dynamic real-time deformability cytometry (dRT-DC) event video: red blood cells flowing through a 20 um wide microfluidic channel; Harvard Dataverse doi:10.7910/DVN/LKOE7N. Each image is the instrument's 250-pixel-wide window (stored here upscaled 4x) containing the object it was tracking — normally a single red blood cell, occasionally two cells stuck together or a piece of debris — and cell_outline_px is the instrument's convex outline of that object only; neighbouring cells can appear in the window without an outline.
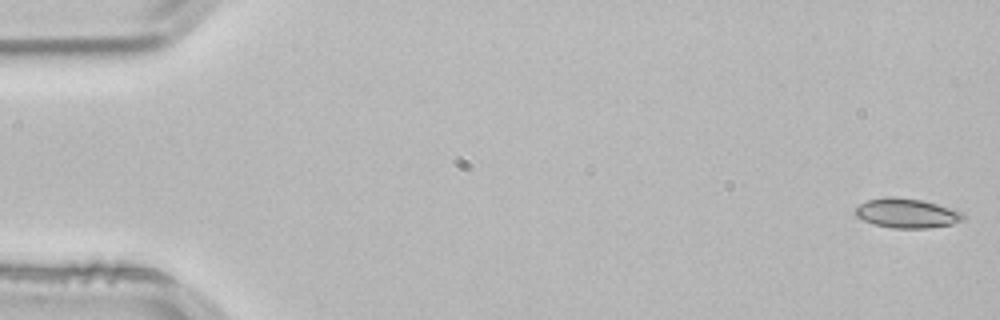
{"species": "common noctule bat (a hibernating species)", "species_latin": "Nyctalus noctula", "temperature_condition": "room temperature", "stored_images_in_passage": 53, "camera_frame_rate_fps": 3000, "um_per_image_px": 0.085, "animal": {"sex": "male", "body_mass_g": 21.5, "forearm_length_mm": 52.0}, "frame": {"image": 1, "passage_image": 1, "time_ms": 0.0, "image_size_px": [1000, 320], "cell_outline_px": [[964, 220], [952, 224], [928, 228], [892, 228], [872, 224], [856, 216], [856, 208], [860, 204], [868, 200], [888, 196], [892, 196], [920, 200], [936, 204], [960, 212], [964, 216]], "centroid_in_image_um": [77.05, 18.13], "position_along_channel_um": 8.0, "area_um2": 18.26}}
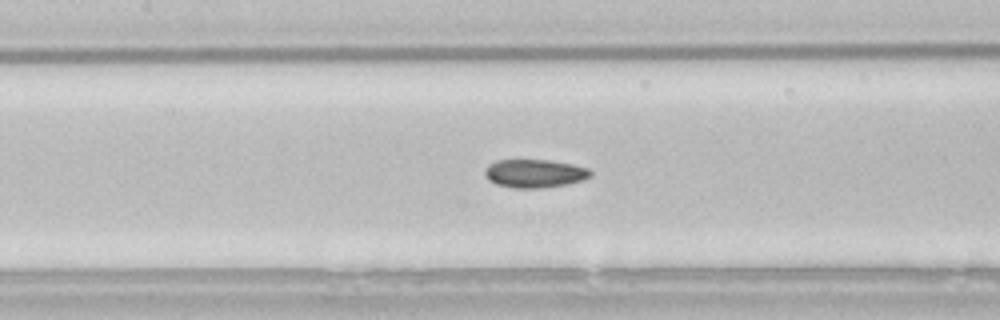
{"frame": {"image": 2, "passage_image": 24, "time_ms": 7.667, "image_size_px": [1000, 320], "cell_outline_px": [[592, 176], [584, 180], [568, 184], [540, 188], [512, 188], [496, 184], [488, 180], [484, 172], [484, 168], [488, 164], [496, 160], [548, 160], [572, 164], [588, 168], [592, 172]], "centroid_in_image_um": [45.44, 14.74], "position_along_channel_um": 162.0, "area_um2": 17.63}}
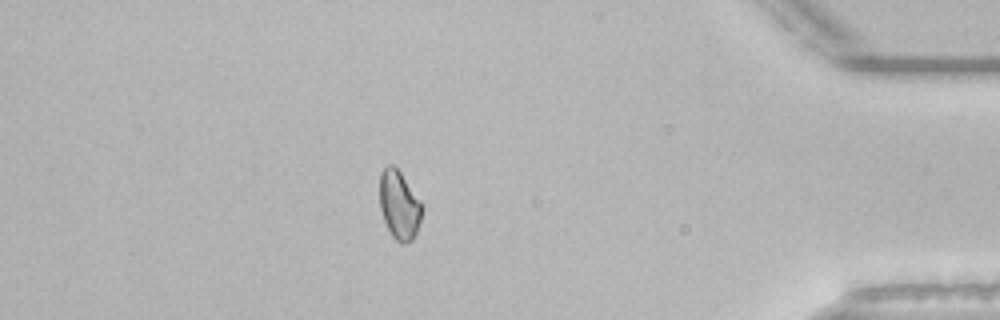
{"frame": {"image": 3, "passage_image": 46, "time_ms": 15.0, "image_size_px": [1000, 320], "cell_outline_px": [[420, 220], [416, 232], [412, 240], [404, 244], [400, 244], [392, 236], [384, 220], [380, 208], [380, 172], [388, 164], [392, 164], [400, 172], [420, 200]], "centroid_in_image_um": [33.9, 17.43], "position_along_channel_um": 401.3, "area_um2": 16.59}, "authors_computed_cell_mechanics": {"area_um2": 17.5712, "velocity_mm_per_s": 3.85, "shape_relaxation_time_tau1_ms": null, "shape_relaxation_time_tau2_ms": 4.4463, "deformation_change_tau1": null, "deformation_change_tau2": 0.0747}}